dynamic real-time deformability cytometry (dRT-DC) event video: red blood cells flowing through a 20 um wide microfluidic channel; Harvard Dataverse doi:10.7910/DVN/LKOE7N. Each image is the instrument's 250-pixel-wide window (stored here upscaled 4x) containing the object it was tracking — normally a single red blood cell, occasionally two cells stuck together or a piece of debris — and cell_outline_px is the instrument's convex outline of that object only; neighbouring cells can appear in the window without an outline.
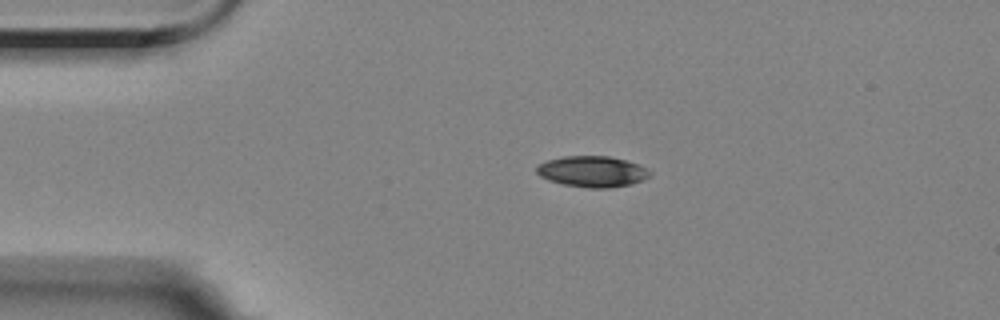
{"species": "Egyptian fruit bat (a non-hibernating species)", "species_latin": "Rousettus aegyptiacus", "temperature_condition": "room temperature", "stored_images_in_passage": 11, "camera_frame_rate_fps": 3000, "um_per_image_px": 0.085, "animal": {"sex": "female"}, "frame": {"image": 1, "passage_image": 1, "time_ms": 0.0, "image_size_px": [1000, 320], "cell_outline_px": [[652, 172], [644, 180], [632, 184], [612, 188], [588, 188], [564, 184], [548, 180], [540, 176], [536, 172], [536, 168], [540, 164], [548, 160], [564, 156], [608, 156], [640, 164], [648, 168]], "centroid_in_image_um": [50.39, 14.59], "position_along_channel_um": 34.6, "area_um2": 20.52}}
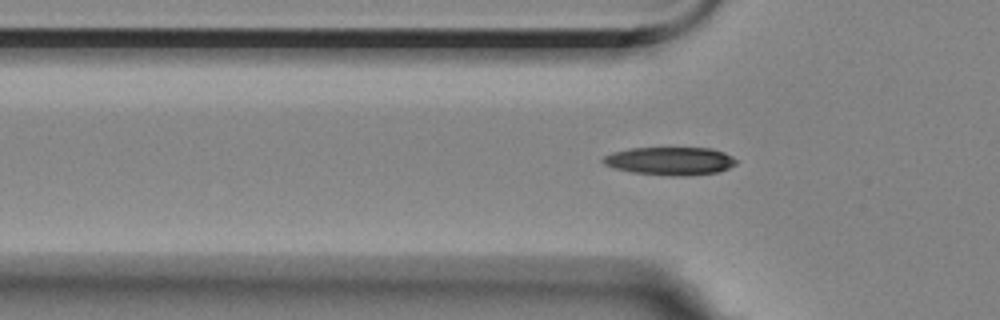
{"frame": {"image": 2, "passage_image": 7, "time_ms": 2.0, "image_size_px": [1000, 320], "cell_outline_px": [[736, 164], [720, 172], [688, 176], [672, 176], [632, 172], [612, 168], [604, 164], [600, 160], [604, 156], [612, 152], [632, 148], [712, 148], [724, 152], [732, 156], [736, 160]], "centroid_in_image_um": [56.95, 13.69], "position_along_channel_um": 68.8, "area_um2": 21.96}}
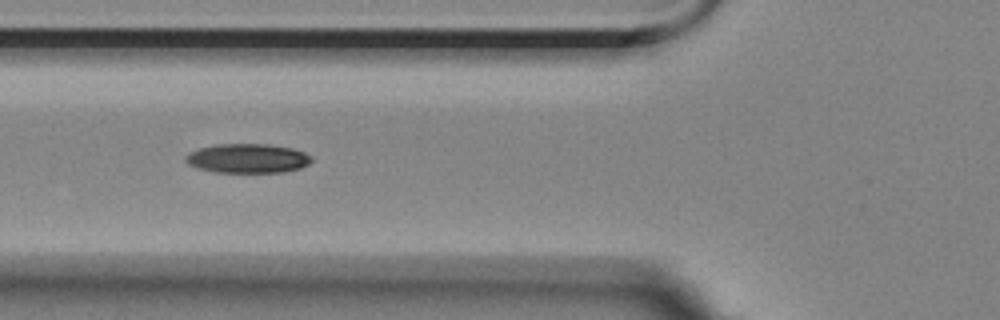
{"frame": {"image": 3, "passage_image": 10, "time_ms": 3.0, "image_size_px": [1000, 320], "cell_outline_px": [[312, 160], [308, 164], [300, 168], [284, 172], [216, 172], [196, 168], [188, 164], [184, 160], [184, 156], [188, 152], [200, 148], [216, 144], [264, 144], [292, 148], [304, 152], [312, 156]], "centroid_in_image_um": [21.01, 13.46], "position_along_channel_um": 104.8, "area_um2": 21.56}}